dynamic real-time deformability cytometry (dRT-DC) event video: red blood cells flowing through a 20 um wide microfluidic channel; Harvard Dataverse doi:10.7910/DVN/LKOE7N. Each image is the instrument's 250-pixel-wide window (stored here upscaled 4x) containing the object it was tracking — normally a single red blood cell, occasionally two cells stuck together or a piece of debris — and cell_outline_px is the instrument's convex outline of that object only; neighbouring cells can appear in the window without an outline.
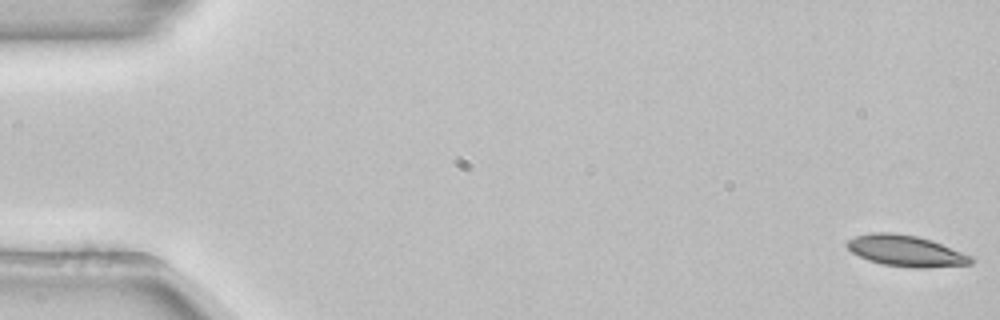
{"species": "common noctule bat (a hibernating species)", "species_latin": "Nyctalus noctula", "temperature_condition": "room temperature", "stored_images_in_passage": 53, "camera_frame_rate_fps": 3000, "um_per_image_px": 0.085, "animal": {"sex": "female", "body_mass_g": 22.7, "forearm_length_mm": 54.2}, "frame": {"image": 1, "passage_image": 1, "time_ms": 0.0, "image_size_px": [1000, 320], "cell_outline_px": [[972, 264], [924, 268], [916, 268], [884, 264], [868, 260], [852, 252], [844, 244], [848, 240], [856, 236], [872, 232], [892, 232], [916, 236], [932, 240], [972, 256]], "centroid_in_image_um": [76.99, 21.31], "position_along_channel_um": 8.0, "area_um2": 22.37}}
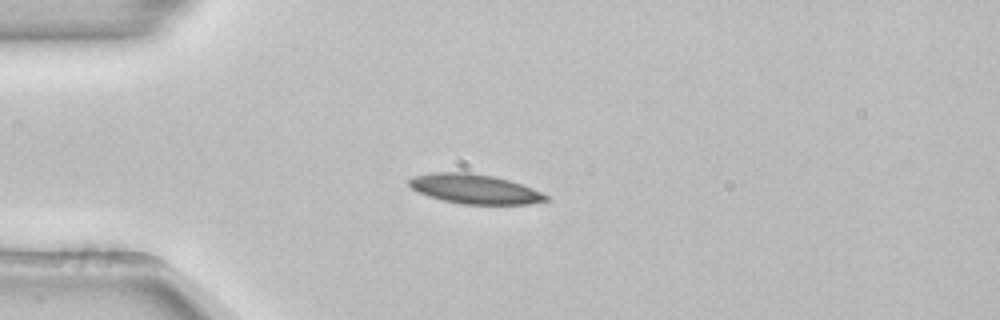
{"frame": {"image": 2, "passage_image": 14, "time_ms": 4.333, "image_size_px": [1000, 320], "cell_outline_px": [[548, 200], [528, 204], [460, 204], [428, 196], [412, 188], [408, 184], [408, 180], [412, 176], [432, 172], [468, 172], [492, 176], [508, 180], [532, 188], [548, 196]], "centroid_in_image_um": [40.31, 16.06], "position_along_channel_um": 44.7, "area_um2": 23.35}}
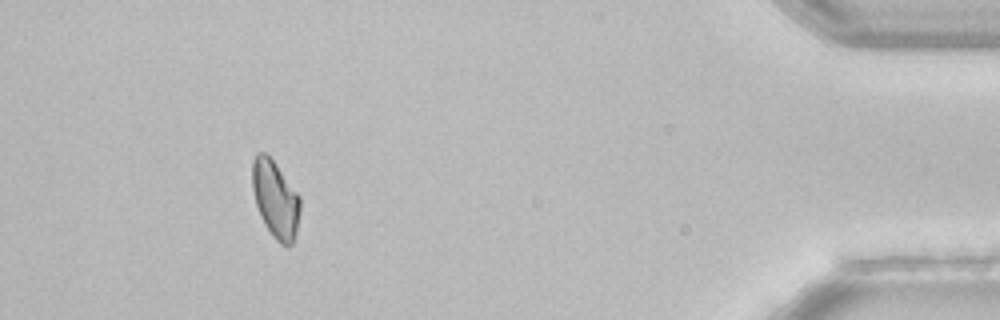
{"frame": {"image": 3, "passage_image": 49, "time_ms": 16.0, "image_size_px": [1000, 320], "cell_outline_px": [[300, 212], [296, 232], [292, 244], [288, 248], [280, 244], [272, 236], [264, 224], [260, 216], [256, 204], [252, 188], [252, 160], [256, 152], [264, 152], [276, 164], [300, 196]], "centroid_in_image_um": [23.4, 16.95], "position_along_channel_um": 411.8, "area_um2": 21.68}}